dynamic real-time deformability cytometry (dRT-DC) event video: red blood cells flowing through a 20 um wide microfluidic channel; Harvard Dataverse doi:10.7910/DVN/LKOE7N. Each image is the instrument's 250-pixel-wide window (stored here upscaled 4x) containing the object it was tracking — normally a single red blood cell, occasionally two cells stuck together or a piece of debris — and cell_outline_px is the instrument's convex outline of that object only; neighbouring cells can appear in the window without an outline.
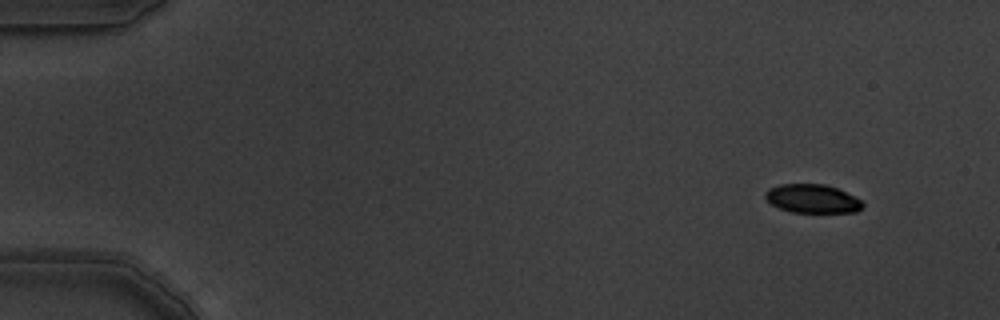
{"species": "common noctule bat (a hibernating species)", "species_latin": "Nyctalus noctula", "temperature_condition": "warm", "stored_images_in_passage": 7, "camera_frame_rate_fps": 3000, "um_per_image_px": 0.085, "animal": {"sex": "male", "body_mass_g": 19.5, "forearm_length_mm": 54.6}, "frame": {"image": 1, "passage_image": 2, "time_ms": 0.333, "image_size_px": [1000, 320], "cell_outline_px": [[864, 204], [856, 212], [792, 212], [780, 208], [772, 204], [764, 196], [764, 192], [768, 188], [780, 184], [824, 184], [836, 188], [860, 200]], "centroid_in_image_um": [69.0, 16.88], "position_along_channel_um": 16.0, "area_um2": 16.01}}
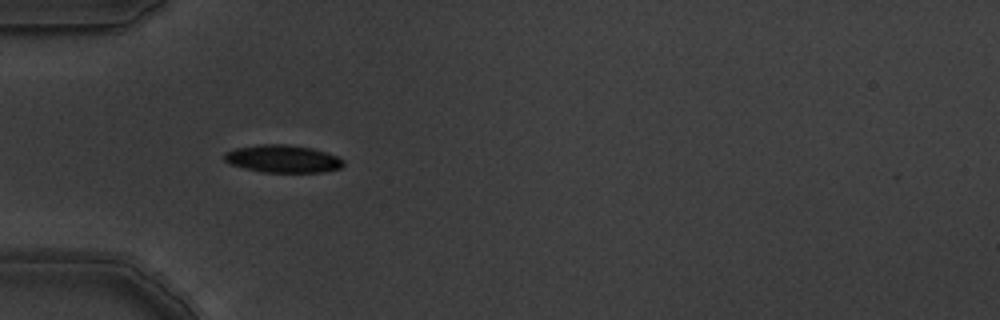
{"frame": {"image": 2, "passage_image": 6, "time_ms": 1.667, "image_size_px": [1000, 320], "cell_outline_px": [[344, 164], [340, 168], [324, 172], [264, 172], [244, 168], [232, 164], [224, 160], [224, 152], [236, 148], [260, 144], [284, 144], [312, 148], [336, 156], [344, 160]], "centroid_in_image_um": [24.03, 13.5], "position_along_channel_um": 61.0, "area_um2": 19.02}}